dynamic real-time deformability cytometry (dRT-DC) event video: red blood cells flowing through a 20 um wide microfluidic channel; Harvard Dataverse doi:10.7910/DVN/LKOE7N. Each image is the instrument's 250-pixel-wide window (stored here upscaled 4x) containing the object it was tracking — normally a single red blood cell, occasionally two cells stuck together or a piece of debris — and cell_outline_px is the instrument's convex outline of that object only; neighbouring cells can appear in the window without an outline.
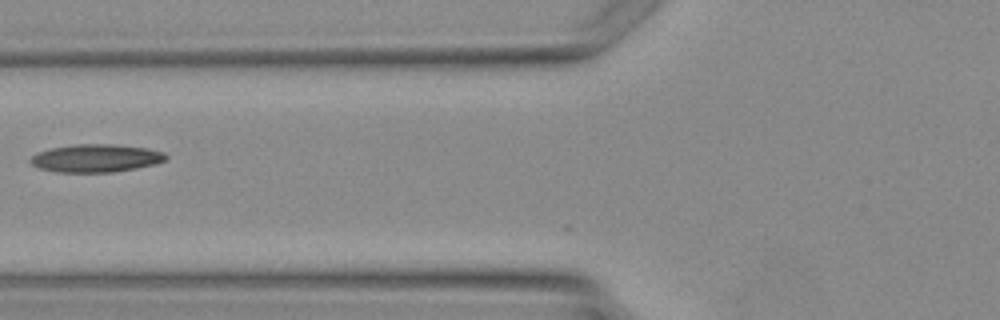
{"species": "Egyptian fruit bat (a non-hibernating species)", "species_latin": "Rousettus aegyptiacus", "temperature_condition": "warm", "stored_images_in_passage": 4, "camera_frame_rate_fps": 3000, "um_per_image_px": 0.085, "animal": {"sex": "female"}, "frame": {"image": 1, "passage_image": 4, "time_ms": 3.667, "image_size_px": [1000, 320], "cell_outline_px": [[168, 160], [156, 164], [136, 168], [112, 172], [56, 172], [36, 168], [28, 160], [36, 152], [52, 148], [76, 144], [112, 144], [148, 148], [164, 152], [168, 156]], "centroid_in_image_um": [8.16, 13.45], "position_along_channel_um": 117.6, "area_um2": 22.25}}